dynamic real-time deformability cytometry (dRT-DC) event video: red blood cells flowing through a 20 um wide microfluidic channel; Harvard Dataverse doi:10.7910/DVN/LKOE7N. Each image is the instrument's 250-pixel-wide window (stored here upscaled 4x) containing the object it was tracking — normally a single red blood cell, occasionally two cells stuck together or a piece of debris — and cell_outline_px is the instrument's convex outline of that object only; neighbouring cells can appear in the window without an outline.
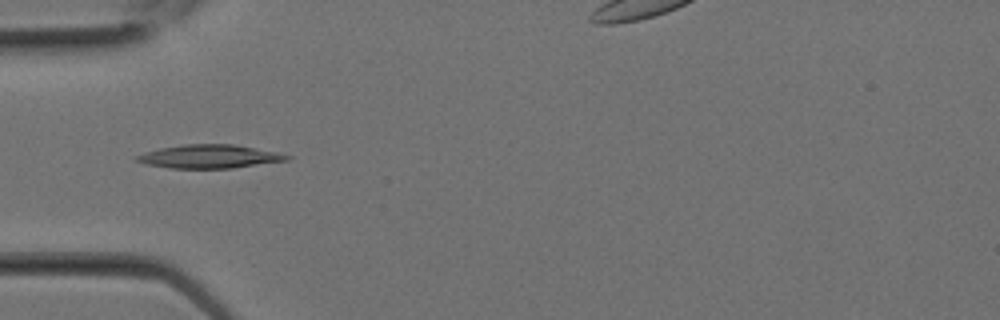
{"species": "Egyptian fruit bat (a non-hibernating species)", "species_latin": "Rousettus aegyptiacus", "temperature_condition": "room temperature", "stored_images_in_passage": 9, "camera_frame_rate_fps": 3000, "um_per_image_px": 0.085, "animal": {"sex": "female"}, "frame": {"image": 1, "passage_image": 8, "time_ms": 2.333, "image_size_px": [1000, 320], "cell_outline_px": [[292, 156], [288, 160], [232, 168], [168, 168], [144, 164], [132, 160], [132, 156], [144, 152], [160, 148], [184, 144], [232, 144], [276, 152]], "centroid_in_image_um": [17.69, 13.3], "position_along_channel_um": 67.3, "area_um2": 20.63}}